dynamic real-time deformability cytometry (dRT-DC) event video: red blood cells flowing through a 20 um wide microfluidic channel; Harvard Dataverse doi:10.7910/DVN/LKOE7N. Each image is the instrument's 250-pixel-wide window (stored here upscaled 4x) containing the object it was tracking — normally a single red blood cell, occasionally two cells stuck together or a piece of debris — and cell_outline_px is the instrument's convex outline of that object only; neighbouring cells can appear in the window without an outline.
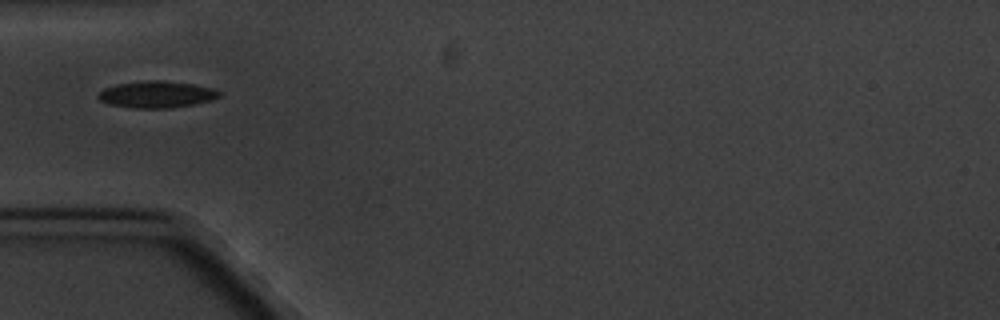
{"species": "common noctule bat (a hibernating species)", "species_latin": "Nyctalus noctula", "temperature_condition": "cold", "stored_images_in_passage": 3, "camera_frame_rate_fps": 3000, "um_per_image_px": 0.085, "animal": {"sex": "male", "body_mass_g": 20.1, "forearm_length_mm": 53.5}, "frame": {"image": 1, "passage_image": 1, "time_ms": 0.0, "image_size_px": [1000, 320], "cell_outline_px": [[220, 96], [208, 100], [192, 104], [168, 108], [128, 108], [108, 104], [100, 100], [96, 96], [104, 88], [116, 84], [144, 80], [164, 80], [192, 84], [216, 88], [220, 92]], "centroid_in_image_um": [13.27, 8.01], "position_along_channel_um": 71.7, "area_um2": 18.9}}